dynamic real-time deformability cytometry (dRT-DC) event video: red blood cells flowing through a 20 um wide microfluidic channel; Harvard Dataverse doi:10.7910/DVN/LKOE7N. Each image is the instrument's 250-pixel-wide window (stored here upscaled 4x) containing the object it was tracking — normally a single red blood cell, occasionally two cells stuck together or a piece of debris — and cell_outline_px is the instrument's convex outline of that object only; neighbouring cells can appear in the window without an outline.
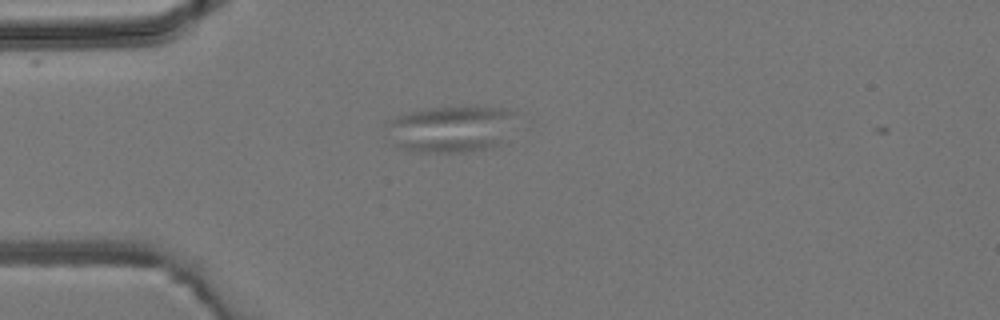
{"species": "common noctule bat (a hibernating species)", "species_latin": "Nyctalus noctula", "temperature_condition": "room temperature", "stored_images_in_passage": 4, "camera_frame_rate_fps": 3000, "um_per_image_px": 0.085, "animal": {"sex": "male", "body_mass_g": 19.2, "forearm_length_mm": 51.8}, "frame": {"image": 1, "passage_image": 3, "time_ms": 2.333, "image_size_px": [1000, 320], "cell_outline_px": [[516, 112], [500, 144], [492, 148], [464, 152], [416, 152], [400, 148], [392, 144], [384, 124], [384, 120], [424, 108], [512, 108]], "centroid_in_image_um": [38.22, 10.98], "position_along_channel_um": 46.8, "area_um2": 35.03}}